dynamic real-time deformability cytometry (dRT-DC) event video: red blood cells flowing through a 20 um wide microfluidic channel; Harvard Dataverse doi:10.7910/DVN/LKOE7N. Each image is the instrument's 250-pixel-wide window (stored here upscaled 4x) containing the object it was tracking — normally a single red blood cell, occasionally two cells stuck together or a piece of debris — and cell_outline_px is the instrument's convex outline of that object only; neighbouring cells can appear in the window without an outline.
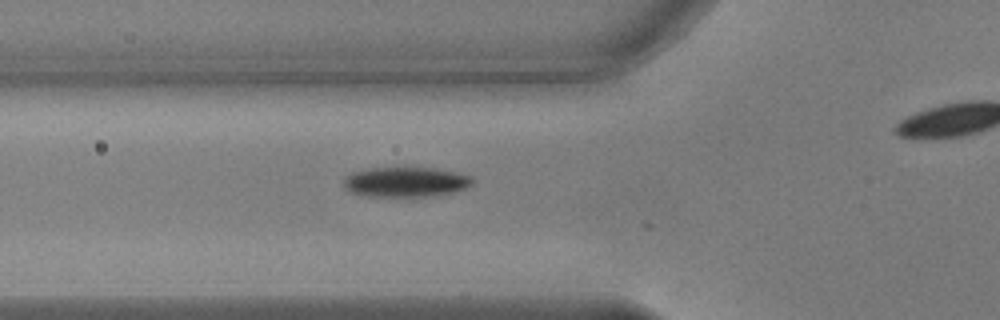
{"species": "common noctule bat (a hibernating species)", "species_latin": "Nyctalus noctula", "temperature_condition": "warm", "stored_images_in_passage": 6, "camera_frame_rate_fps": 3000, "um_per_image_px": 0.085, "animal": {"sex": "male", "body_mass_g": 17.9, "forearm_length_mm": 54.2}, "frame": {"image": 1, "passage_image": 3, "time_ms": 0.667, "image_size_px": [1000, 320], "cell_outline_px": [[476, 180], [468, 188], [452, 192], [424, 196], [372, 196], [352, 192], [344, 184], [344, 180], [352, 172], [372, 168], [436, 168], [472, 176]], "centroid_in_image_um": [34.56, 15.46], "position_along_channel_um": 91.2, "area_um2": 22.08}}